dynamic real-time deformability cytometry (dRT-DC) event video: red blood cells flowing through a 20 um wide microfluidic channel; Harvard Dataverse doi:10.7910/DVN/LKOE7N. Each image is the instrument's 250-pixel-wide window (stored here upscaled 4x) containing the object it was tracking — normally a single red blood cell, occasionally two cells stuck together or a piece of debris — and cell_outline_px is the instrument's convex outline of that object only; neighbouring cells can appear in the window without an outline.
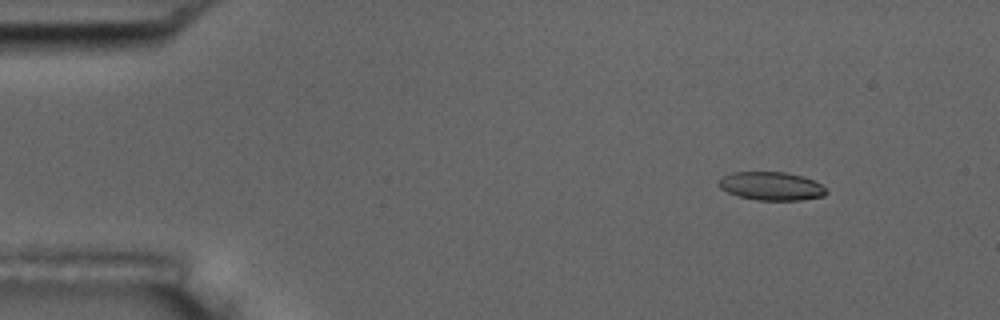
{"species": "common noctule bat (a hibernating species)", "species_latin": "Nyctalus noctula", "temperature_condition": "room temperature", "stored_images_in_passage": 5, "camera_frame_rate_fps": 3000, "um_per_image_px": 0.085, "animal": {"sex": "male", "body_mass_g": 17.5, "forearm_length_mm": 52.3}, "frame": {"image": 1, "passage_image": 2, "time_ms": 1.333, "image_size_px": [1000, 320], "cell_outline_px": [[828, 192], [824, 196], [800, 200], [756, 200], [740, 196], [728, 192], [720, 188], [716, 184], [724, 176], [732, 172], [784, 172], [804, 176], [828, 188]], "centroid_in_image_um": [65.59, 15.82], "position_along_channel_um": 19.4, "area_um2": 17.8}}